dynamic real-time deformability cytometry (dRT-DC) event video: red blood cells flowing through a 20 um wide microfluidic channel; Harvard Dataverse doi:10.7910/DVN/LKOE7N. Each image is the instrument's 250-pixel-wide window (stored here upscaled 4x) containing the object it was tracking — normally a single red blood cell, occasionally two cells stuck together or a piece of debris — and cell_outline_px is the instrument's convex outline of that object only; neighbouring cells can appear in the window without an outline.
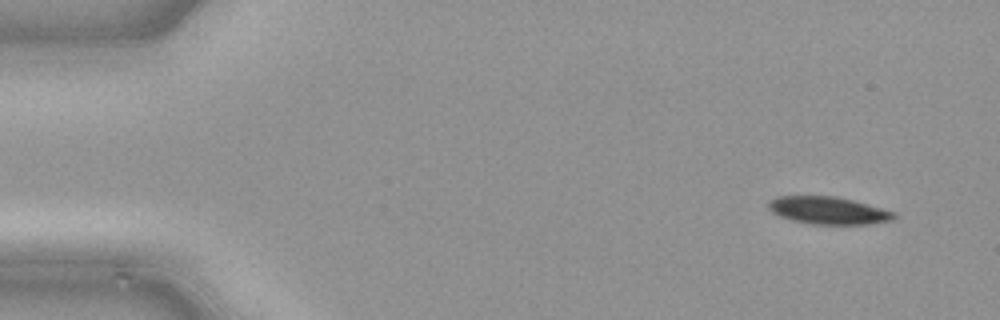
{"species": "common noctule bat (a hibernating species)", "species_latin": "Nyctalus noctula", "temperature_condition": "cold", "stored_images_in_passage": 46, "camera_frame_rate_fps": 3000, "um_per_image_px": 0.085, "animal": {"sex": "male", "body_mass_g": 21.5, "forearm_length_mm": 52.0}, "frame": {"image": 1, "passage_image": 1, "time_ms": 0.0, "image_size_px": [1000, 320], "cell_outline_px": [[896, 216], [892, 220], [868, 224], [812, 224], [792, 220], [780, 216], [772, 212], [768, 208], [768, 200], [776, 196], [836, 196], [868, 204], [896, 212]], "centroid_in_image_um": [70.39, 17.88], "position_along_channel_um": 14.6, "area_um2": 20.11}}
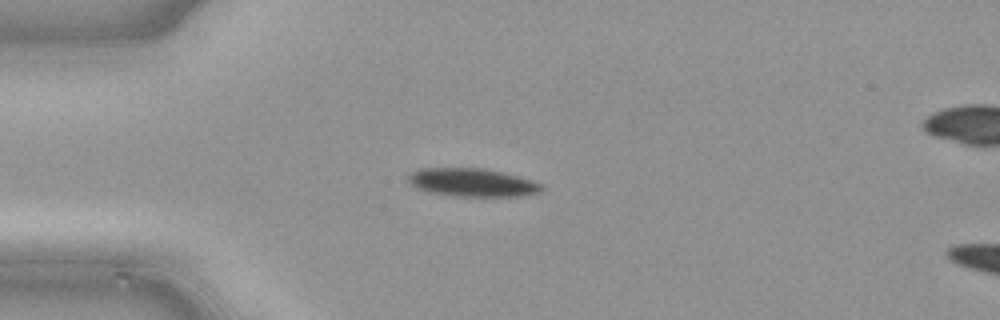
{"frame": {"image": 2, "passage_image": 10, "time_ms": 3.0, "image_size_px": [1000, 320], "cell_outline_px": [[544, 188], [540, 192], [524, 196], [452, 196], [428, 192], [416, 188], [408, 180], [408, 176], [412, 172], [420, 168], [484, 168], [504, 172], [520, 176], [544, 184]], "centroid_in_image_um": [40.19, 15.51], "position_along_channel_um": 44.8, "area_um2": 22.2}}
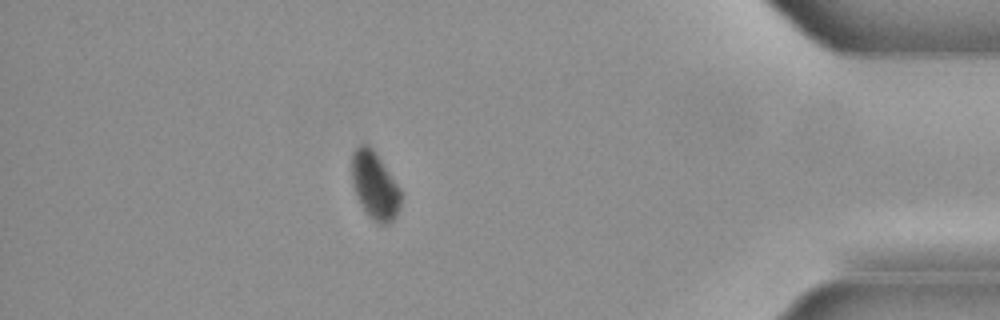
{"frame": {"image": 3, "passage_image": 40, "time_ms": 13.0, "image_size_px": [1000, 320], "cell_outline_px": [[400, 208], [396, 216], [388, 224], [376, 224], [368, 216], [360, 204], [356, 196], [352, 184], [352, 152], [360, 144], [368, 144], [376, 152], [400, 188]], "centroid_in_image_um": [31.84, 15.78], "position_along_channel_um": 403.4, "area_um2": 19.48}}